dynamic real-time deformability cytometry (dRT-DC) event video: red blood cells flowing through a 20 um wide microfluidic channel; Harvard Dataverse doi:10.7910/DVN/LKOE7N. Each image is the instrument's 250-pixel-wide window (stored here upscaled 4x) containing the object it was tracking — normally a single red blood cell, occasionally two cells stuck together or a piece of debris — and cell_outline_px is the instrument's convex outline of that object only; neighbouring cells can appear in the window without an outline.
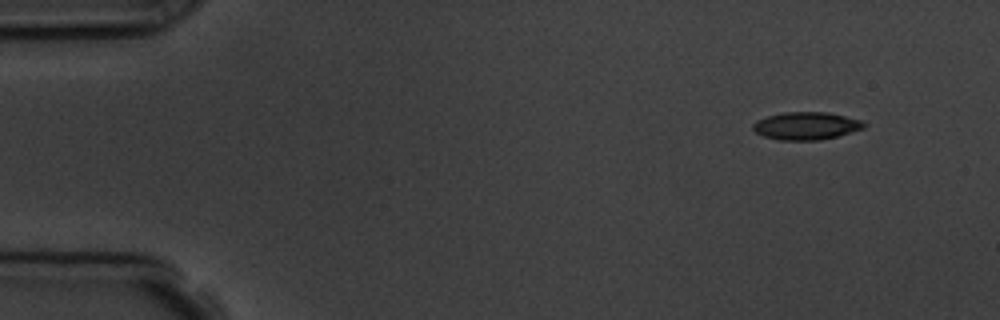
{"species": "common noctule bat (a hibernating species)", "species_latin": "Nyctalus noctula", "temperature_condition": "room temperature", "stored_images_in_passage": 4, "camera_frame_rate_fps": 3000, "um_per_image_px": 0.085, "animal": {"sex": "male", "body_mass_g": 19.5, "forearm_length_mm": 54.6}, "frame": {"image": 1, "passage_image": 1, "time_ms": 0.0, "image_size_px": [1000, 320], "cell_outline_px": [[868, 124], [864, 128], [836, 136], [820, 140], [780, 140], [764, 136], [756, 132], [752, 128], [752, 124], [756, 120], [768, 116], [784, 112], [828, 112], [864, 120]], "centroid_in_image_um": [68.55, 10.69], "position_along_channel_um": 16.4, "area_um2": 17.98}}
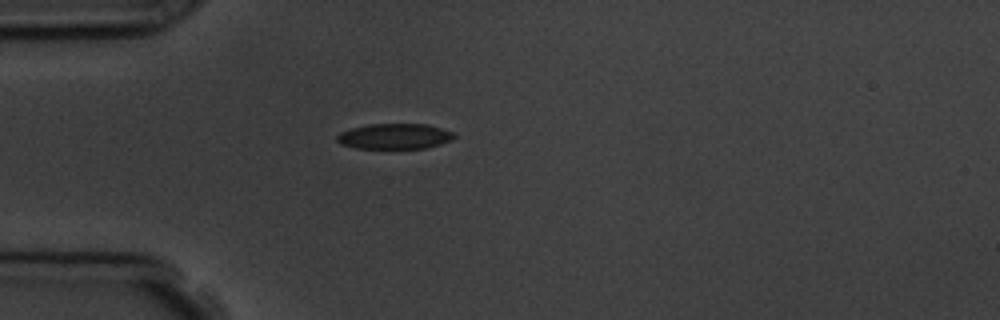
{"frame": {"image": 2, "passage_image": 4, "time_ms": 3.333, "image_size_px": [1000, 320], "cell_outline_px": [[456, 136], [452, 140], [428, 148], [356, 148], [340, 144], [336, 140], [336, 136], [340, 132], [352, 128], [368, 124], [428, 124], [452, 132]], "centroid_in_image_um": [33.53, 11.58], "position_along_channel_um": 51.5, "area_um2": 17.4}}